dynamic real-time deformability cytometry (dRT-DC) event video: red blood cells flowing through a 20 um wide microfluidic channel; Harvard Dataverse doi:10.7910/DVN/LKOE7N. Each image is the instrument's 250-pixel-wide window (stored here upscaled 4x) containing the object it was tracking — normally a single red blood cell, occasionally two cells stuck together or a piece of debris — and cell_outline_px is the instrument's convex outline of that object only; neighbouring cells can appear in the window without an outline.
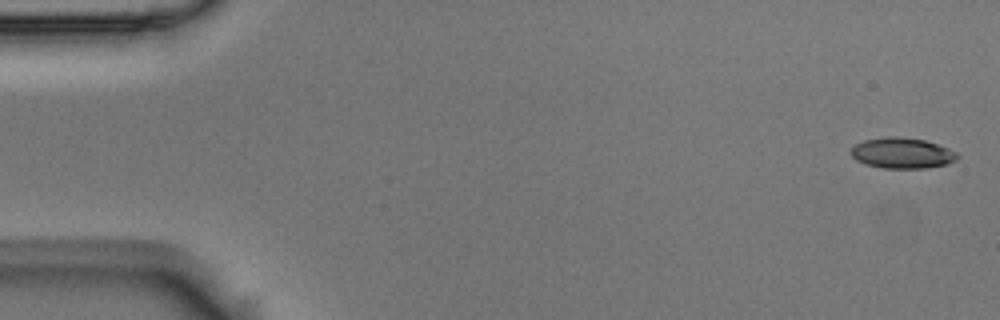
{"species": "Egyptian fruit bat (a non-hibernating species)", "species_latin": "Rousettus aegyptiacus", "temperature_condition": "room temperature", "stored_images_in_passage": 6, "camera_frame_rate_fps": 3000, "um_per_image_px": 0.085, "animal": {"sex": "male"}, "frame": {"image": 1, "passage_image": 1, "time_ms": 0.0, "image_size_px": [1000, 320], "cell_outline_px": [[960, 156], [956, 160], [948, 164], [928, 168], [884, 168], [864, 164], [856, 160], [848, 152], [856, 144], [864, 140], [888, 136], [896, 136], [924, 140], [948, 148], [956, 152]], "centroid_in_image_um": [76.67, 13.02], "position_along_channel_um": 8.3, "area_um2": 19.13}}